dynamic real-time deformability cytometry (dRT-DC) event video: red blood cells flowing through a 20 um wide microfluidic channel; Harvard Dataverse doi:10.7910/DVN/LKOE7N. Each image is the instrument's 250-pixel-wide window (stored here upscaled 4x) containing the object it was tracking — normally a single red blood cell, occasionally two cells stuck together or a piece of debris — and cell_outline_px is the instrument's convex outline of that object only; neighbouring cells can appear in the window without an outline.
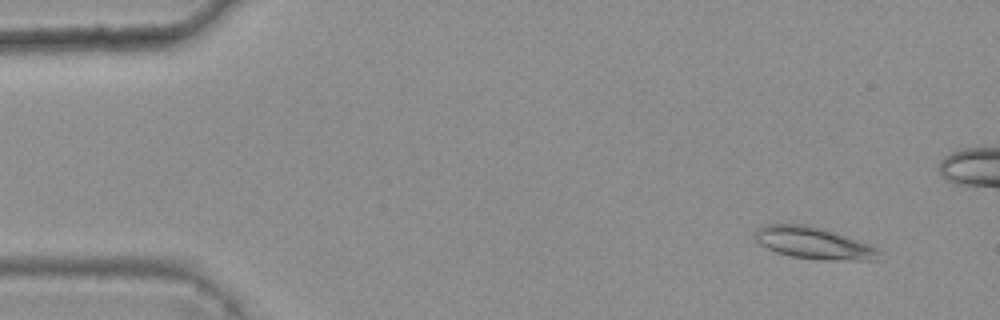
{"species": "common noctule bat (a hibernating species)", "species_latin": "Nyctalus noctula", "temperature_condition": "warm", "stored_images_in_passage": 5, "camera_frame_rate_fps": 3000, "um_per_image_px": 0.085, "animal": {"sex": "female", "body_mass_g": 25.1}, "frame": {"image": 1, "passage_image": 1, "time_ms": 0.0, "image_size_px": [1000, 320], "cell_outline_px": [[880, 252], [876, 260], [824, 260], [792, 256], [776, 252], [760, 244], [752, 236], [756, 228], [764, 224], [804, 224], [820, 228], [880, 248]], "centroid_in_image_um": [69.1, 20.66], "position_along_channel_um": 15.9, "area_um2": 22.83}}